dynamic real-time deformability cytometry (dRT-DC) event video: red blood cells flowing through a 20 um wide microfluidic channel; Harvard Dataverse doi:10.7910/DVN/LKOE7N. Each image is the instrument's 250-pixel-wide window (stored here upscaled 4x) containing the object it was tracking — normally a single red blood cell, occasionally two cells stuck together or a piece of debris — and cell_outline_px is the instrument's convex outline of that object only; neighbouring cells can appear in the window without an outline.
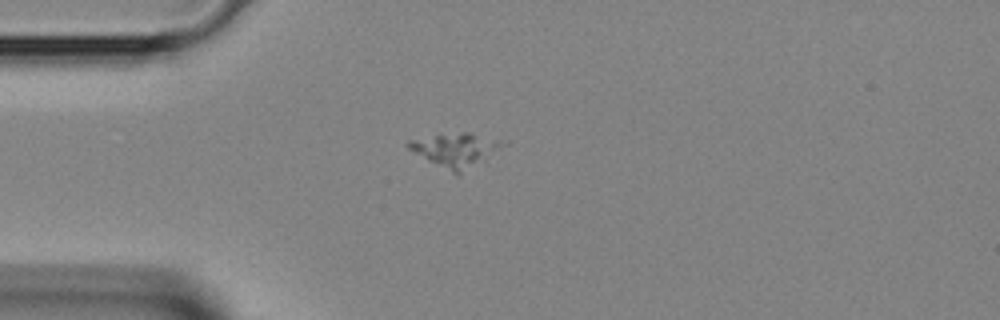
{"species": "Egyptian fruit bat (a non-hibernating species)", "species_latin": "Rousettus aegyptiacus", "temperature_condition": "room temperature", "stored_images_in_passage": 1, "camera_frame_rate_fps": 3000, "um_per_image_px": 0.085, "animal": {"sex": "female"}, "frame": {"image": 1, "passage_image": 1, "time_ms": 0.0, "image_size_px": [1000, 320], "cell_outline_px": [[508, 144], [460, 176], [456, 176], [428, 160], [408, 148], [404, 144], [408, 140], [460, 132], [472, 132], [500, 140]], "centroid_in_image_um": [38.77, 12.77], "position_along_channel_um": 46.2, "area_um2": 18.67}}